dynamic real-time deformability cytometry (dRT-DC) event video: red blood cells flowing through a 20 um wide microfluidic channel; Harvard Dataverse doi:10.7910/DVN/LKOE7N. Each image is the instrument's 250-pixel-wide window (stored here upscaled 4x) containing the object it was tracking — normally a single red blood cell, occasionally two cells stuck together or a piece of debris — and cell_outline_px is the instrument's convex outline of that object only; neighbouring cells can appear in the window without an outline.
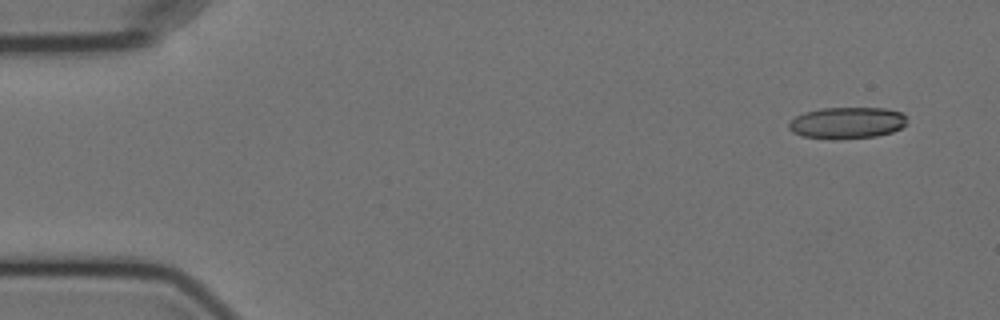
{"species": "Egyptian fruit bat (a non-hibernating species)", "species_latin": "Rousettus aegyptiacus", "temperature_condition": "cold", "stored_images_in_passage": 5, "segment_of_instrument_passage": [1, 2], "camera_frame_rate_fps": 3000, "um_per_image_px": 0.085, "animal": {"sex": "female"}, "frame": {"image": 1, "passage_image": 1, "time_ms": 0.0, "image_size_px": [1000, 320], "cell_outline_px": [[908, 116], [904, 124], [900, 128], [892, 132], [876, 136], [836, 140], [804, 136], [792, 132], [788, 128], [788, 124], [796, 116], [804, 112], [820, 108], [884, 108], [900, 112]], "centroid_in_image_um": [71.99, 10.44], "position_along_channel_um": 13.0, "area_um2": 21.79}}